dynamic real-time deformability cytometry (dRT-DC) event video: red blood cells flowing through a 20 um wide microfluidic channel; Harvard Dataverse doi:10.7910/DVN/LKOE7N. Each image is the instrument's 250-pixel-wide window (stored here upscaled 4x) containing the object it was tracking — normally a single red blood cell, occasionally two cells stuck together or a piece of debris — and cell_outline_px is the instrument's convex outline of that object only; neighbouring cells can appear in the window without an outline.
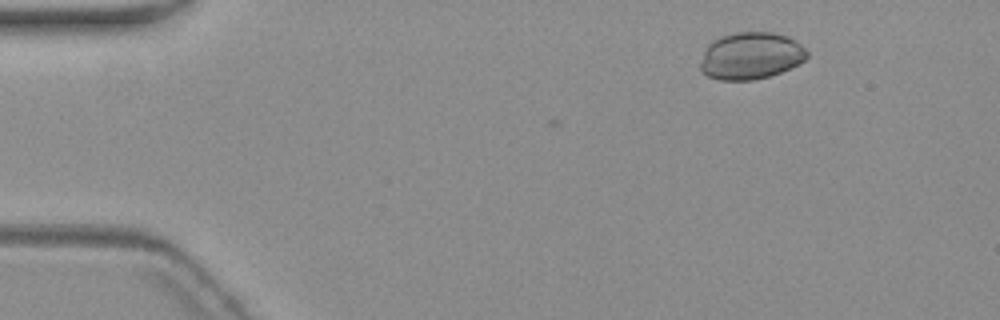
{"species": "common noctule bat (a hibernating species)", "species_latin": "Nyctalus noctula", "temperature_condition": "warm", "stored_images_in_passage": 4, "camera_frame_rate_fps": 3000, "um_per_image_px": 0.085, "animal": {"sex": "female", "body_mass_g": 19.3, "forearm_length_mm": 54.1}, "frame": {"image": 1, "passage_image": 1, "time_ms": 0.0, "image_size_px": [1000, 320], "cell_outline_px": [[808, 56], [804, 60], [780, 72], [768, 76], [752, 80], [720, 80], [708, 76], [700, 72], [700, 64], [704, 48], [712, 40], [720, 36], [736, 32], [772, 32], [788, 36], [796, 40], [808, 52]], "centroid_in_image_um": [63.78, 4.73], "position_along_channel_um": 21.2, "area_um2": 29.36}}